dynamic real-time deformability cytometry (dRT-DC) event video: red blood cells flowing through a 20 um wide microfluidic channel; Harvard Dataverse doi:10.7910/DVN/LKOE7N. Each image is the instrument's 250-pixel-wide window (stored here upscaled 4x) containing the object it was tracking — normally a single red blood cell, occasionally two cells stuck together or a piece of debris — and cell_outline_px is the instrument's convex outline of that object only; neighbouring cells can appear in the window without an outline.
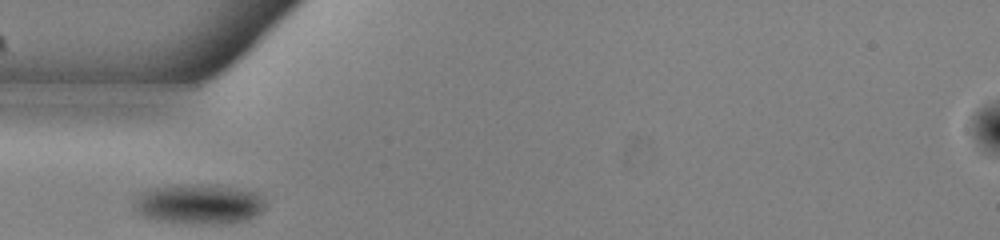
{"species": "common noctule bat (a hibernating species)", "species_latin": "Nyctalus noctula", "temperature_condition": "warm", "stored_images_in_passage": 38, "camera_frame_rate_fps": 3000, "um_per_image_px": 0.085, "animal": {"sex": "male", "body_mass_g": 13.0, "forearm_length_mm": 53.1}, "frame": {"image": 1, "passage_image": 1, "time_ms": 0.0, "image_size_px": [1000, 240], "cell_outline_px": [[264, 208], [256, 216], [248, 220], [232, 224], [192, 224], [156, 220], [144, 216], [136, 212], [136, 200], [144, 192], [152, 188], [192, 184], [228, 188], [256, 192], [264, 200]], "centroid_in_image_um": [16.96, 17.39], "position_along_channel_um": 68.0, "area_um2": 30.06}}
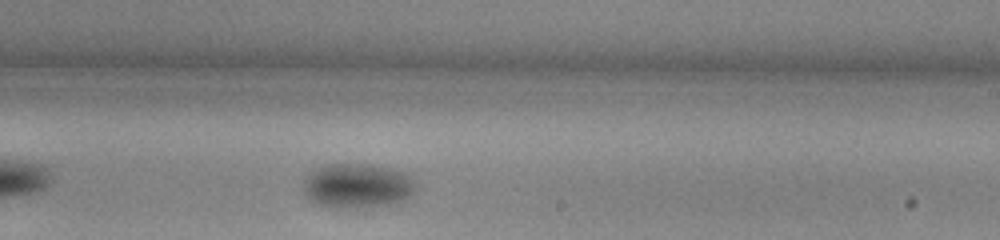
{"frame": {"image": 2, "passage_image": 16, "time_ms": 5.0, "image_size_px": [1000, 240], "cell_outline_px": [[416, 188], [408, 196], [400, 200], [388, 204], [372, 208], [340, 208], [320, 204], [312, 200], [304, 192], [304, 180], [316, 168], [324, 164], [372, 164], [392, 168], [404, 172], [416, 180]], "centroid_in_image_um": [30.41, 15.78], "position_along_channel_um": 258.6, "area_um2": 29.19}}
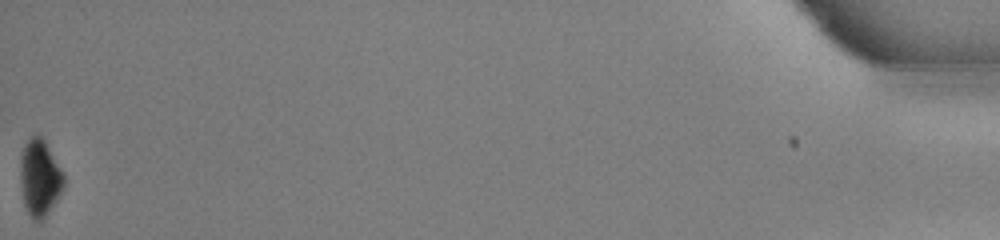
{"frame": {"image": 3, "passage_image": 38, "time_ms": 12.333, "image_size_px": [1000, 240], "cell_outline_px": [[64, 184], [56, 200], [44, 216], [40, 220], [32, 220], [24, 204], [20, 180], [20, 156], [24, 144], [36, 132], [44, 140], [64, 172]], "centroid_in_image_um": [3.36, 15.06], "position_along_channel_um": 431.8, "area_um2": 19.25}}